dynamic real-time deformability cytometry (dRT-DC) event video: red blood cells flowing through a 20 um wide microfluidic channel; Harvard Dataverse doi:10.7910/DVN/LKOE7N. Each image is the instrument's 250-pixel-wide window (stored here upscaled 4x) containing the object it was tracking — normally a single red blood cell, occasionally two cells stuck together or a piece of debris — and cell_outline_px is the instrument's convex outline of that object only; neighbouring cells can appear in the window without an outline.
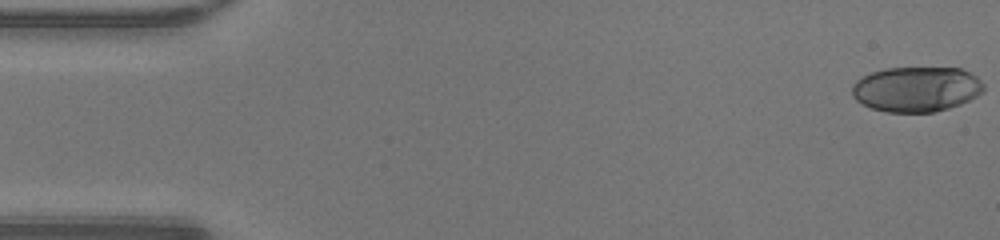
{"species": "human", "species_latin": "Homo sapiens", "temperature_condition": "warm", "stored_images_in_passage": 48, "camera_frame_rate_fps": 3000, "um_per_image_px": 0.085, "donor": {"sex": "male"}, "frame": {"image": 1, "passage_image": 1, "time_ms": 0.0, "image_size_px": [1000, 240], "cell_outline_px": [[984, 92], [960, 104], [948, 108], [932, 112], [884, 112], [872, 108], [856, 100], [852, 96], [852, 84], [856, 80], [872, 72], [884, 68], [960, 68], [976, 76], [984, 84]], "centroid_in_image_um": [77.89, 7.58], "position_along_channel_um": 7.1, "area_um2": 34.62}}
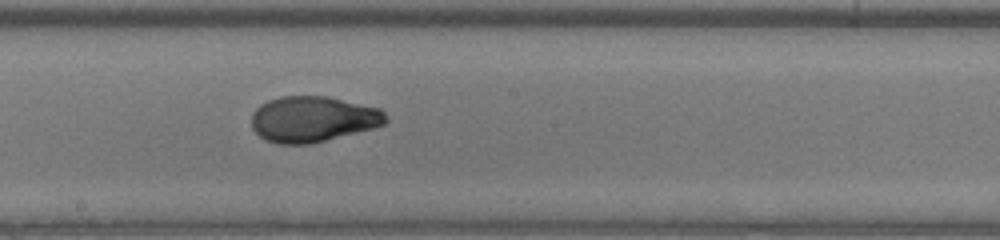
{"frame": {"image": 2, "passage_image": 26, "time_ms": 8.333, "image_size_px": [1000, 240], "cell_outline_px": [[388, 120], [384, 124], [372, 128], [308, 144], [280, 144], [264, 140], [252, 128], [252, 112], [260, 104], [268, 100], [280, 96], [328, 96], [380, 108], [388, 116]], "centroid_in_image_um": [26.58, 10.11], "position_along_channel_um": 221.6, "area_um2": 35.78}}
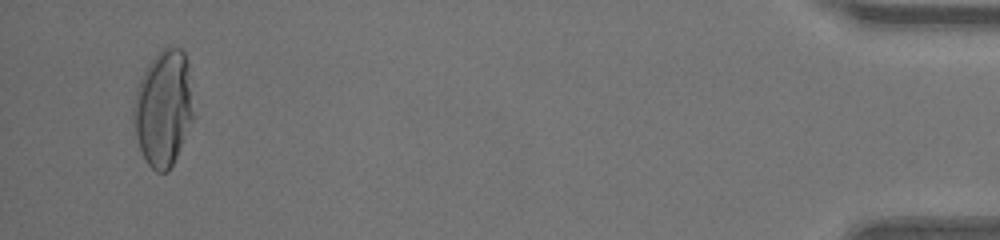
{"frame": {"image": 3, "passage_image": 46, "time_ms": 15.0, "image_size_px": [1000, 240], "cell_outline_px": [[192, 120], [176, 156], [168, 172], [156, 172], [148, 164], [140, 148], [132, 124], [132, 104], [136, 88], [148, 64], [168, 44], [180, 48], [184, 52], [188, 64], [192, 112]], "centroid_in_image_um": [13.85, 9.18], "position_along_channel_um": 421.4, "area_um2": 40.11}, "authors_computed_cell_mechanics": {"area_um2": 36.0094, "velocity_mm_per_s": 4.3385, "shape_relaxation_time_tau1_ms": 8.0394, "shape_relaxation_time_tau2_ms": null, "deformation_change_tau1": 0.3371, "deformation_change_tau2": null}}